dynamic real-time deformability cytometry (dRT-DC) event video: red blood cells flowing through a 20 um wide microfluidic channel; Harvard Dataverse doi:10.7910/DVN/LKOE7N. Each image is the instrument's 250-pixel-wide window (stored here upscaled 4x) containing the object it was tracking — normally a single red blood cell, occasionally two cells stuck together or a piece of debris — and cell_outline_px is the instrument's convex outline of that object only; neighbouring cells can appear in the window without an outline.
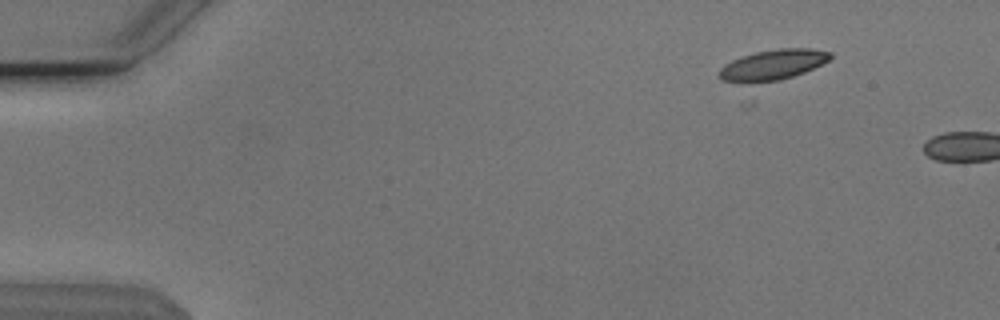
{"species": "Egyptian fruit bat (a non-hibernating species)", "species_latin": "Rousettus aegyptiacus", "temperature_condition": "cold", "stored_images_in_passage": 4, "camera_frame_rate_fps": 3000, "um_per_image_px": 0.085, "animal": {"sex": "male"}, "frame": {"image": 1, "passage_image": 2, "time_ms": 0.333, "image_size_px": [1000, 320], "cell_outline_px": [[832, 56], [828, 60], [804, 72], [780, 80], [752, 84], [720, 80], [720, 68], [724, 64], [732, 60], [756, 52], [780, 48], [808, 48], [832, 52]], "centroid_in_image_um": [65.66, 5.52], "position_along_channel_um": 19.3, "area_um2": 19.59}}